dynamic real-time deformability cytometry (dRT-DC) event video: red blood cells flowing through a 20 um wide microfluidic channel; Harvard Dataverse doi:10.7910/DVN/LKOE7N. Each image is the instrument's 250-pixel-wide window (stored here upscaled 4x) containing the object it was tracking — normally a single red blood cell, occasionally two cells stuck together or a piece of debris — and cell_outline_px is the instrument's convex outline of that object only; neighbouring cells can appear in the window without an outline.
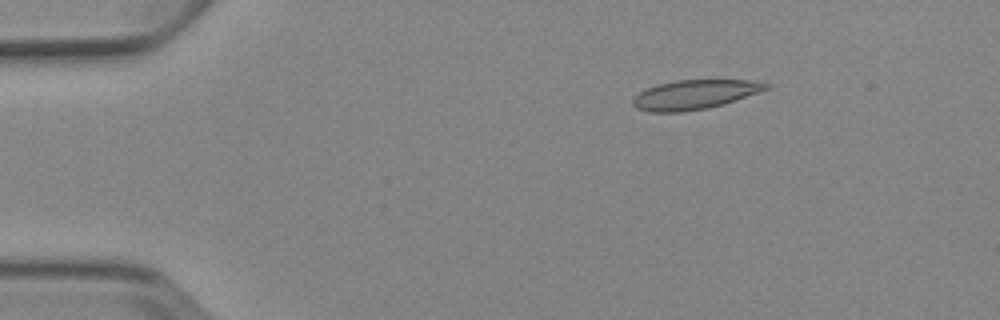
{"species": "Egyptian fruit bat (a non-hibernating species)", "species_latin": "Rousettus aegyptiacus", "temperature_condition": "cold", "stored_images_in_passage": 5, "camera_frame_rate_fps": 3000, "um_per_image_px": 0.085, "animal": {"sex": "female"}, "frame": {"image": 1, "passage_image": 3, "time_ms": 2.333, "image_size_px": [1000, 320], "cell_outline_px": [[772, 84], [768, 88], [724, 104], [708, 108], [680, 112], [648, 112], [636, 108], [632, 104], [632, 100], [640, 92], [648, 88], [660, 84], [676, 80], [764, 80]], "centroid_in_image_um": [59.08, 8.03], "position_along_channel_um": 25.9, "area_um2": 22.72}}